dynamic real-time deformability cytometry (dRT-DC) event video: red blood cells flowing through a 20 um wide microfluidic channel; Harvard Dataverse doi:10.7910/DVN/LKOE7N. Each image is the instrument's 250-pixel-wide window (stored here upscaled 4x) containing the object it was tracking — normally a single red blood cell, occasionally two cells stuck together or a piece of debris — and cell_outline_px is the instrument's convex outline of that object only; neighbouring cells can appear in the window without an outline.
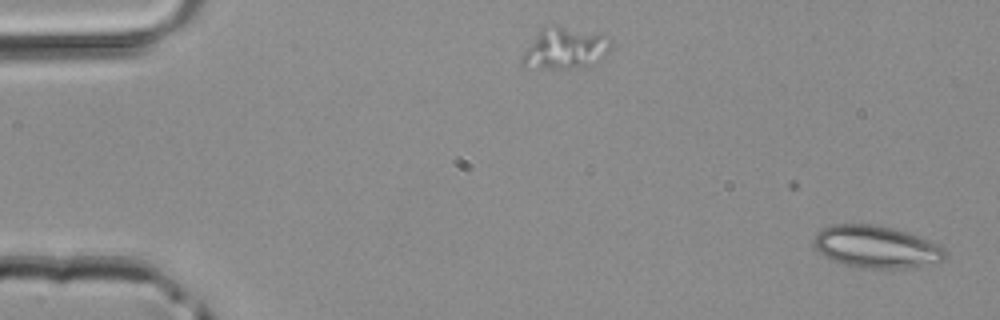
{"species": "common noctule bat (a hibernating species)", "species_latin": "Nyctalus noctula", "temperature_condition": "room temperature", "stored_images_in_passage": 4, "camera_frame_rate_fps": 3000, "um_per_image_px": 0.085, "animal": {"sex": "male", "body_mass_g": 20.4}, "frame": {"image": 1, "passage_image": 1, "time_ms": 0.0, "image_size_px": [1000, 320], "cell_outline_px": [[948, 256], [936, 264], [904, 268], [864, 268], [844, 264], [824, 256], [812, 244], [812, 240], [816, 232], [820, 228], [832, 224], [872, 224], [892, 228], [940, 244], [944, 248]], "centroid_in_image_um": [74.47, 20.98], "position_along_channel_um": 10.5, "area_um2": 32.48}}